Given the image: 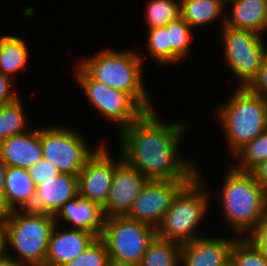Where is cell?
I'll return each mask as SVG.
<instances>
[{"label":"cell","instance_id":"obj_1","mask_svg":"<svg viewBox=\"0 0 267 266\" xmlns=\"http://www.w3.org/2000/svg\"><path fill=\"white\" fill-rule=\"evenodd\" d=\"M154 110L145 111L118 132L119 154L148 180H186L189 183L200 172L195 159L186 160L180 155L183 153L181 138L190 128L189 124L185 121L163 123Z\"/></svg>","mask_w":267,"mask_h":266},{"label":"cell","instance_id":"obj_2","mask_svg":"<svg viewBox=\"0 0 267 266\" xmlns=\"http://www.w3.org/2000/svg\"><path fill=\"white\" fill-rule=\"evenodd\" d=\"M104 48L78 63L94 80L129 93L146 111L155 109L146 88L142 53ZM144 77V78H143ZM149 93V94H148ZM153 104V106H152Z\"/></svg>","mask_w":267,"mask_h":266},{"label":"cell","instance_id":"obj_3","mask_svg":"<svg viewBox=\"0 0 267 266\" xmlns=\"http://www.w3.org/2000/svg\"><path fill=\"white\" fill-rule=\"evenodd\" d=\"M219 190L222 217L238 237H245L267 211V192L251 172L228 167Z\"/></svg>","mask_w":267,"mask_h":266},{"label":"cell","instance_id":"obj_4","mask_svg":"<svg viewBox=\"0 0 267 266\" xmlns=\"http://www.w3.org/2000/svg\"><path fill=\"white\" fill-rule=\"evenodd\" d=\"M1 215L7 232V252L13 249L16 253L13 256L10 252L8 256L23 266H45L50 236L56 225L55 217L28 209Z\"/></svg>","mask_w":267,"mask_h":266},{"label":"cell","instance_id":"obj_5","mask_svg":"<svg viewBox=\"0 0 267 266\" xmlns=\"http://www.w3.org/2000/svg\"><path fill=\"white\" fill-rule=\"evenodd\" d=\"M228 101L216 109L232 155L267 129V101L246 87H236Z\"/></svg>","mask_w":267,"mask_h":266},{"label":"cell","instance_id":"obj_6","mask_svg":"<svg viewBox=\"0 0 267 266\" xmlns=\"http://www.w3.org/2000/svg\"><path fill=\"white\" fill-rule=\"evenodd\" d=\"M201 178V173H198L177 193L161 225L156 229L158 237L180 245L202 237L197 230L210 208L208 195L211 194L207 188L204 189L207 186Z\"/></svg>","mask_w":267,"mask_h":266},{"label":"cell","instance_id":"obj_7","mask_svg":"<svg viewBox=\"0 0 267 266\" xmlns=\"http://www.w3.org/2000/svg\"><path fill=\"white\" fill-rule=\"evenodd\" d=\"M85 137L75 129L52 125L40 127L42 157L54 164L60 173L78 176L86 161L103 144L90 148Z\"/></svg>","mask_w":267,"mask_h":266},{"label":"cell","instance_id":"obj_8","mask_svg":"<svg viewBox=\"0 0 267 266\" xmlns=\"http://www.w3.org/2000/svg\"><path fill=\"white\" fill-rule=\"evenodd\" d=\"M222 29L223 60L237 79H240L237 86L247 87L267 57V46L258 33L226 25Z\"/></svg>","mask_w":267,"mask_h":266},{"label":"cell","instance_id":"obj_9","mask_svg":"<svg viewBox=\"0 0 267 266\" xmlns=\"http://www.w3.org/2000/svg\"><path fill=\"white\" fill-rule=\"evenodd\" d=\"M156 235L154 227L125 215L105 218L100 238L110 258L139 265Z\"/></svg>","mask_w":267,"mask_h":266},{"label":"cell","instance_id":"obj_10","mask_svg":"<svg viewBox=\"0 0 267 266\" xmlns=\"http://www.w3.org/2000/svg\"><path fill=\"white\" fill-rule=\"evenodd\" d=\"M75 68V81L88 98L90 105L106 119L113 121L118 132L128 127L146 110L127 92L115 90L94 80L79 64Z\"/></svg>","mask_w":267,"mask_h":266},{"label":"cell","instance_id":"obj_11","mask_svg":"<svg viewBox=\"0 0 267 266\" xmlns=\"http://www.w3.org/2000/svg\"><path fill=\"white\" fill-rule=\"evenodd\" d=\"M187 183L186 180H148L126 216L157 229L173 199Z\"/></svg>","mask_w":267,"mask_h":266},{"label":"cell","instance_id":"obj_12","mask_svg":"<svg viewBox=\"0 0 267 266\" xmlns=\"http://www.w3.org/2000/svg\"><path fill=\"white\" fill-rule=\"evenodd\" d=\"M105 142L86 161L78 175L79 196L98 204L105 205L112 185L115 161Z\"/></svg>","mask_w":267,"mask_h":266},{"label":"cell","instance_id":"obj_13","mask_svg":"<svg viewBox=\"0 0 267 266\" xmlns=\"http://www.w3.org/2000/svg\"><path fill=\"white\" fill-rule=\"evenodd\" d=\"M115 160V170L108 199L102 207L105 218L125 216L139 196L148 179L128 164L122 155Z\"/></svg>","mask_w":267,"mask_h":266},{"label":"cell","instance_id":"obj_14","mask_svg":"<svg viewBox=\"0 0 267 266\" xmlns=\"http://www.w3.org/2000/svg\"><path fill=\"white\" fill-rule=\"evenodd\" d=\"M238 237H198L180 247L181 266H230L231 249Z\"/></svg>","mask_w":267,"mask_h":266},{"label":"cell","instance_id":"obj_15","mask_svg":"<svg viewBox=\"0 0 267 266\" xmlns=\"http://www.w3.org/2000/svg\"><path fill=\"white\" fill-rule=\"evenodd\" d=\"M78 196V176L59 173L36 186L35 199L28 210L55 216L67 201Z\"/></svg>","mask_w":267,"mask_h":266},{"label":"cell","instance_id":"obj_16","mask_svg":"<svg viewBox=\"0 0 267 266\" xmlns=\"http://www.w3.org/2000/svg\"><path fill=\"white\" fill-rule=\"evenodd\" d=\"M56 224L50 236L45 266H63L79 256L98 236L82 229L60 231Z\"/></svg>","mask_w":267,"mask_h":266},{"label":"cell","instance_id":"obj_17","mask_svg":"<svg viewBox=\"0 0 267 266\" xmlns=\"http://www.w3.org/2000/svg\"><path fill=\"white\" fill-rule=\"evenodd\" d=\"M0 154L7 166L29 169L42 157L40 128H31L0 143Z\"/></svg>","mask_w":267,"mask_h":266},{"label":"cell","instance_id":"obj_18","mask_svg":"<svg viewBox=\"0 0 267 266\" xmlns=\"http://www.w3.org/2000/svg\"><path fill=\"white\" fill-rule=\"evenodd\" d=\"M54 217L58 225L62 218V221L69 223V226L72 224L71 229L86 230L98 237L101 235L105 219L98 204L80 196L67 201Z\"/></svg>","mask_w":267,"mask_h":266},{"label":"cell","instance_id":"obj_19","mask_svg":"<svg viewBox=\"0 0 267 266\" xmlns=\"http://www.w3.org/2000/svg\"><path fill=\"white\" fill-rule=\"evenodd\" d=\"M36 185L28 169L7 166L2 214L12 210H27L34 202Z\"/></svg>","mask_w":267,"mask_h":266},{"label":"cell","instance_id":"obj_20","mask_svg":"<svg viewBox=\"0 0 267 266\" xmlns=\"http://www.w3.org/2000/svg\"><path fill=\"white\" fill-rule=\"evenodd\" d=\"M231 3L232 13L226 14V26L260 35L267 31V0H236Z\"/></svg>","mask_w":267,"mask_h":266},{"label":"cell","instance_id":"obj_21","mask_svg":"<svg viewBox=\"0 0 267 266\" xmlns=\"http://www.w3.org/2000/svg\"><path fill=\"white\" fill-rule=\"evenodd\" d=\"M228 7L222 0H180V16L191 26L201 27L215 20H222L221 26L225 25Z\"/></svg>","mask_w":267,"mask_h":266},{"label":"cell","instance_id":"obj_22","mask_svg":"<svg viewBox=\"0 0 267 266\" xmlns=\"http://www.w3.org/2000/svg\"><path fill=\"white\" fill-rule=\"evenodd\" d=\"M29 49L22 38L9 34L0 36V72L16 77L29 61Z\"/></svg>","mask_w":267,"mask_h":266},{"label":"cell","instance_id":"obj_23","mask_svg":"<svg viewBox=\"0 0 267 266\" xmlns=\"http://www.w3.org/2000/svg\"><path fill=\"white\" fill-rule=\"evenodd\" d=\"M180 247V244L156 235L138 266H180Z\"/></svg>","mask_w":267,"mask_h":266},{"label":"cell","instance_id":"obj_24","mask_svg":"<svg viewBox=\"0 0 267 266\" xmlns=\"http://www.w3.org/2000/svg\"><path fill=\"white\" fill-rule=\"evenodd\" d=\"M25 112L21 98L0 107V143L30 130Z\"/></svg>","mask_w":267,"mask_h":266},{"label":"cell","instance_id":"obj_25","mask_svg":"<svg viewBox=\"0 0 267 266\" xmlns=\"http://www.w3.org/2000/svg\"><path fill=\"white\" fill-rule=\"evenodd\" d=\"M166 29L169 31V44H171V65L185 61L192 50L193 29L181 16L169 22Z\"/></svg>","mask_w":267,"mask_h":266},{"label":"cell","instance_id":"obj_26","mask_svg":"<svg viewBox=\"0 0 267 266\" xmlns=\"http://www.w3.org/2000/svg\"><path fill=\"white\" fill-rule=\"evenodd\" d=\"M233 157L234 160L238 157L237 163L230 165L234 169L244 172H251L257 165L267 160V129L239 149Z\"/></svg>","mask_w":267,"mask_h":266},{"label":"cell","instance_id":"obj_27","mask_svg":"<svg viewBox=\"0 0 267 266\" xmlns=\"http://www.w3.org/2000/svg\"><path fill=\"white\" fill-rule=\"evenodd\" d=\"M146 5L147 29L166 26L180 17V0H149Z\"/></svg>","mask_w":267,"mask_h":266},{"label":"cell","instance_id":"obj_28","mask_svg":"<svg viewBox=\"0 0 267 266\" xmlns=\"http://www.w3.org/2000/svg\"><path fill=\"white\" fill-rule=\"evenodd\" d=\"M145 48L149 56L161 66L171 65V44L166 26L147 29Z\"/></svg>","mask_w":267,"mask_h":266},{"label":"cell","instance_id":"obj_29","mask_svg":"<svg viewBox=\"0 0 267 266\" xmlns=\"http://www.w3.org/2000/svg\"><path fill=\"white\" fill-rule=\"evenodd\" d=\"M231 266H267V255L247 238L239 237L231 249Z\"/></svg>","mask_w":267,"mask_h":266},{"label":"cell","instance_id":"obj_30","mask_svg":"<svg viewBox=\"0 0 267 266\" xmlns=\"http://www.w3.org/2000/svg\"><path fill=\"white\" fill-rule=\"evenodd\" d=\"M108 258L106 246L102 239L98 237L79 256L63 266H107Z\"/></svg>","mask_w":267,"mask_h":266},{"label":"cell","instance_id":"obj_31","mask_svg":"<svg viewBox=\"0 0 267 266\" xmlns=\"http://www.w3.org/2000/svg\"><path fill=\"white\" fill-rule=\"evenodd\" d=\"M28 172L36 186L60 173L54 164L44 158L31 166Z\"/></svg>","mask_w":267,"mask_h":266},{"label":"cell","instance_id":"obj_32","mask_svg":"<svg viewBox=\"0 0 267 266\" xmlns=\"http://www.w3.org/2000/svg\"><path fill=\"white\" fill-rule=\"evenodd\" d=\"M257 249L267 255V211L258 224L245 236Z\"/></svg>","mask_w":267,"mask_h":266},{"label":"cell","instance_id":"obj_33","mask_svg":"<svg viewBox=\"0 0 267 266\" xmlns=\"http://www.w3.org/2000/svg\"><path fill=\"white\" fill-rule=\"evenodd\" d=\"M246 88L267 101V57L264 59L256 77Z\"/></svg>","mask_w":267,"mask_h":266},{"label":"cell","instance_id":"obj_34","mask_svg":"<svg viewBox=\"0 0 267 266\" xmlns=\"http://www.w3.org/2000/svg\"><path fill=\"white\" fill-rule=\"evenodd\" d=\"M13 78L0 72V107L12 103L20 98L14 86Z\"/></svg>","mask_w":267,"mask_h":266},{"label":"cell","instance_id":"obj_35","mask_svg":"<svg viewBox=\"0 0 267 266\" xmlns=\"http://www.w3.org/2000/svg\"><path fill=\"white\" fill-rule=\"evenodd\" d=\"M251 173L256 182L267 192V160L257 165Z\"/></svg>","mask_w":267,"mask_h":266},{"label":"cell","instance_id":"obj_36","mask_svg":"<svg viewBox=\"0 0 267 266\" xmlns=\"http://www.w3.org/2000/svg\"><path fill=\"white\" fill-rule=\"evenodd\" d=\"M7 256V232L3 216L0 214V260Z\"/></svg>","mask_w":267,"mask_h":266},{"label":"cell","instance_id":"obj_37","mask_svg":"<svg viewBox=\"0 0 267 266\" xmlns=\"http://www.w3.org/2000/svg\"><path fill=\"white\" fill-rule=\"evenodd\" d=\"M6 168L7 164L0 154V214H2V200L4 196Z\"/></svg>","mask_w":267,"mask_h":266},{"label":"cell","instance_id":"obj_38","mask_svg":"<svg viewBox=\"0 0 267 266\" xmlns=\"http://www.w3.org/2000/svg\"><path fill=\"white\" fill-rule=\"evenodd\" d=\"M107 266H138V265L109 257L107 260Z\"/></svg>","mask_w":267,"mask_h":266},{"label":"cell","instance_id":"obj_39","mask_svg":"<svg viewBox=\"0 0 267 266\" xmlns=\"http://www.w3.org/2000/svg\"><path fill=\"white\" fill-rule=\"evenodd\" d=\"M0 266H23V265L19 263L16 259L7 256L4 259L0 260Z\"/></svg>","mask_w":267,"mask_h":266},{"label":"cell","instance_id":"obj_40","mask_svg":"<svg viewBox=\"0 0 267 266\" xmlns=\"http://www.w3.org/2000/svg\"><path fill=\"white\" fill-rule=\"evenodd\" d=\"M222 1L227 6V4H229V2L231 4V2L236 1V0H222Z\"/></svg>","mask_w":267,"mask_h":266}]
</instances>
